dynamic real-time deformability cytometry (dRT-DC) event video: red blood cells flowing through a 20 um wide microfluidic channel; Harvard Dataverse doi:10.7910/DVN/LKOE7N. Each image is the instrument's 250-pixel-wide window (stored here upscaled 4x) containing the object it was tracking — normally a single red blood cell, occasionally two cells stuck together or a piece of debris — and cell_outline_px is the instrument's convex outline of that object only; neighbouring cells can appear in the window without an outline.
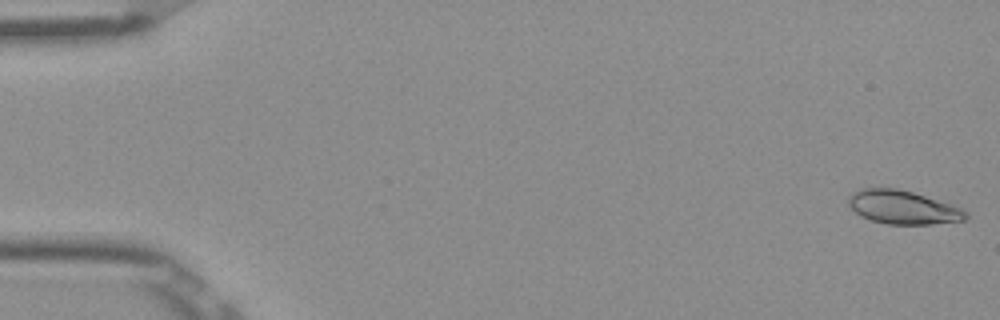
{"species": "Egyptian fruit bat (a non-hibernating species)", "species_latin": "Rousettus aegyptiacus", "temperature_condition": "room temperature", "stored_images_in_passage": 52, "camera_frame_rate_fps": 3000, "um_per_image_px": 0.085, "frame": {"image": 1, "passage_image": 1, "time_ms": 0.0, "image_size_px": [1000, 320], "cell_outline_px": [[968, 216], [964, 220], [932, 224], [888, 224], [872, 220], [860, 216], [848, 204], [848, 196], [852, 192], [860, 188], [896, 188], [912, 192], [964, 208], [968, 212]], "centroid_in_image_um": [76.75, 17.61], "position_along_channel_um": 8.3, "area_um2": 22.95}}
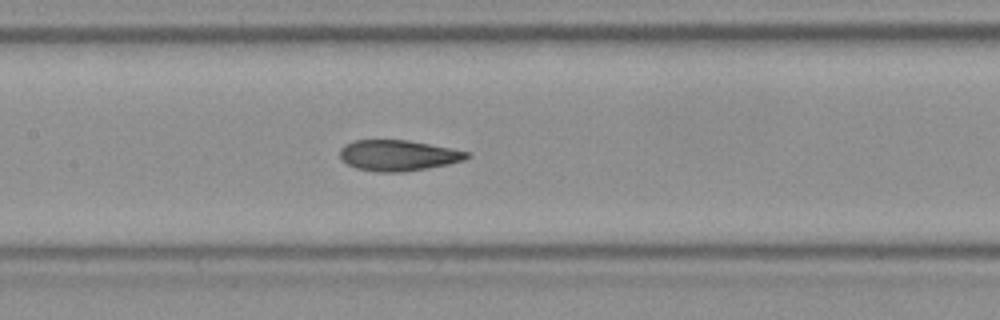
{"frame": {"image": 2, "passage_image": 25, "time_ms": 8.0, "image_size_px": [1000, 320], "cell_outline_px": [[472, 156], [464, 160], [448, 164], [428, 168], [404, 172], [376, 172], [356, 168], [348, 164], [340, 156], [340, 148], [344, 144], [356, 140], [408, 140], [468, 152]], "centroid_in_image_um": [33.83, 13.21], "position_along_channel_um": 173.6, "area_um2": 22.66}}
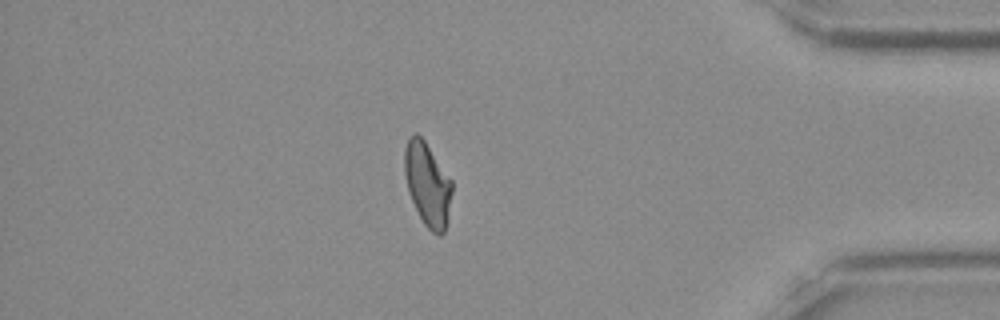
{"frame": {"image": 3, "passage_image": 45, "time_ms": 14.667, "image_size_px": [1000, 320], "cell_outline_px": [[452, 192], [448, 220], [444, 232], [440, 236], [432, 232], [424, 224], [408, 192], [404, 172], [404, 148], [408, 136], [412, 132], [416, 132], [424, 140], [452, 180]], "centroid_in_image_um": [36.33, 15.63], "position_along_channel_um": 398.9, "area_um2": 23.24}, "authors_computed_cell_mechanics": {"area_um2": 22.831, "velocity_mm_per_s": 3.9041, "shape_relaxation_time_tau1_ms": null, "shape_relaxation_time_tau2_ms": 1.783, "deformation_change_tau1": null, "deformation_change_tau2": 0.0709}}